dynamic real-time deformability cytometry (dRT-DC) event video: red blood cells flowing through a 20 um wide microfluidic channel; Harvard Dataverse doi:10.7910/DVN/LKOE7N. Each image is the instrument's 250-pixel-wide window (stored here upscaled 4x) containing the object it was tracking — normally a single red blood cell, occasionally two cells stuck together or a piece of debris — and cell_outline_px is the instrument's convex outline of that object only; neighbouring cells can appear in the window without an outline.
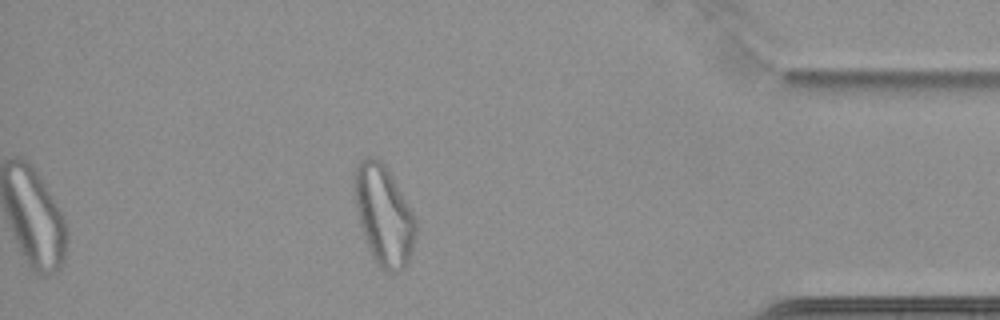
{"species": "common noctule bat (a hibernating species)", "species_latin": "Nyctalus noctula", "temperature_condition": "cold", "stored_images_in_passage": 51, "camera_frame_rate_fps": 3000, "um_per_image_px": 0.085, "animal": {"sex": "female", "body_mass_g": 22.7, "forearm_length_mm": 54.2}, "frame": {"image": 1, "passage_image": 44, "time_ms": 14.333, "image_size_px": [1000, 320], "cell_outline_px": [[416, 236], [408, 260], [404, 268], [400, 272], [388, 272], [380, 268], [372, 256], [368, 248], [360, 224], [352, 196], [352, 172], [356, 164], [364, 156], [376, 156], [388, 168], [412, 212], [416, 220]], "centroid_in_image_um": [32.56, 18.23], "position_along_channel_um": 402.6, "area_um2": 36.3}}